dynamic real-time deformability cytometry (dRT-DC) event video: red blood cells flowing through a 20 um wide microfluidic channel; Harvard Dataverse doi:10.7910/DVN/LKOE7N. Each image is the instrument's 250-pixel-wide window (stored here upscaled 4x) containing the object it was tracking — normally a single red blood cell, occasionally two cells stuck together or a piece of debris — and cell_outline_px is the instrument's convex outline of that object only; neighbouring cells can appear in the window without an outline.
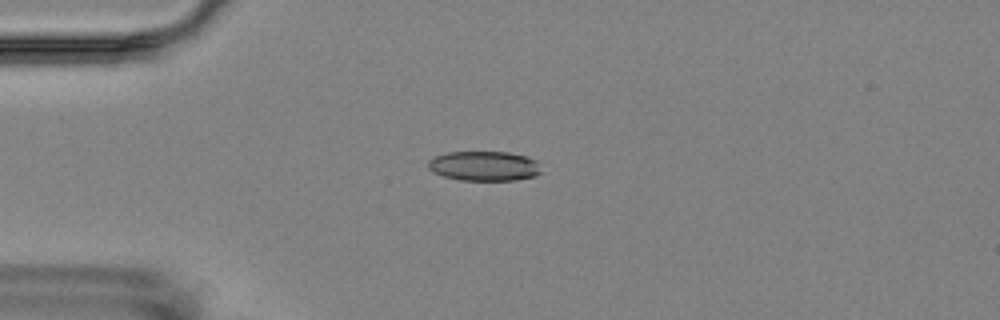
{"species": "Egyptian fruit bat (a non-hibernating species)", "species_latin": "Rousettus aegyptiacus", "temperature_condition": "room temperature", "stored_images_in_passage": 12, "camera_frame_rate_fps": 3000, "um_per_image_px": 0.085, "animal": {"sex": "female"}, "frame": {"image": 1, "passage_image": 1, "time_ms": 0.0, "image_size_px": [1000, 320], "cell_outline_px": [[540, 172], [536, 176], [516, 180], [460, 180], [444, 176], [432, 172], [428, 168], [428, 160], [436, 156], [448, 152], [508, 152], [524, 156], [536, 160]], "centroid_in_image_um": [41.13, 14.11], "position_along_channel_um": 43.9, "area_um2": 19.48}}
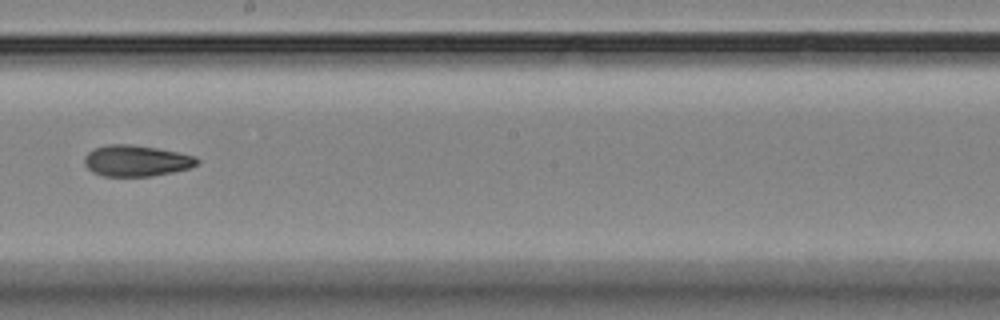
{"frame": {"image": 2, "passage_image": 6, "time_ms": 6.0, "image_size_px": [1000, 320], "cell_outline_px": [[200, 160], [196, 164], [188, 168], [172, 172], [152, 176], [104, 176], [92, 172], [84, 164], [84, 156], [88, 152], [96, 148], [108, 144], [132, 144], [156, 148], [196, 156]], "centroid_in_image_um": [11.56, 13.66], "position_along_channel_um": 236.6, "area_um2": 20.35}}
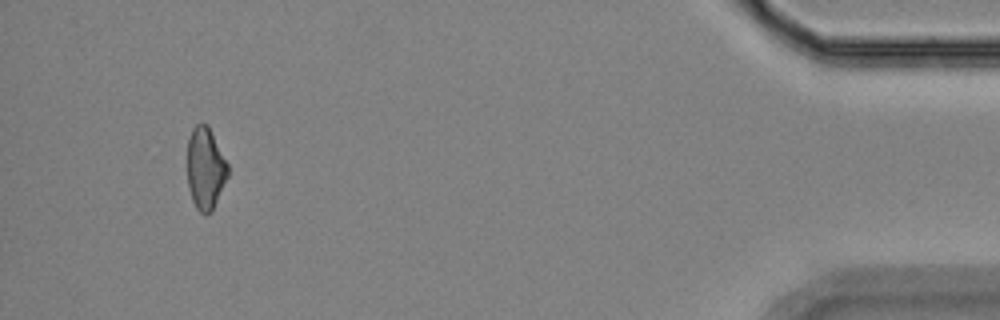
{"frame": {"image": 3, "passage_image": 12, "time_ms": 13.0, "image_size_px": [1000, 320], "cell_outline_px": [[228, 176], [212, 212], [200, 212], [196, 208], [192, 200], [188, 188], [188, 140], [192, 128], [200, 120], [208, 124], [228, 164]], "centroid_in_image_um": [17.46, 14.27], "position_along_channel_um": 417.7, "area_um2": 19.48}, "authors_computed_cell_mechanics": {"area_um2": 20.4901, "velocity_mm_per_s": 3.5679, "shape_relaxation_time_tau1_ms": null, "shape_relaxation_time_tau2_ms": 3.2713, "deformation_change_tau1": null, "deformation_change_tau2": 0.0894}}